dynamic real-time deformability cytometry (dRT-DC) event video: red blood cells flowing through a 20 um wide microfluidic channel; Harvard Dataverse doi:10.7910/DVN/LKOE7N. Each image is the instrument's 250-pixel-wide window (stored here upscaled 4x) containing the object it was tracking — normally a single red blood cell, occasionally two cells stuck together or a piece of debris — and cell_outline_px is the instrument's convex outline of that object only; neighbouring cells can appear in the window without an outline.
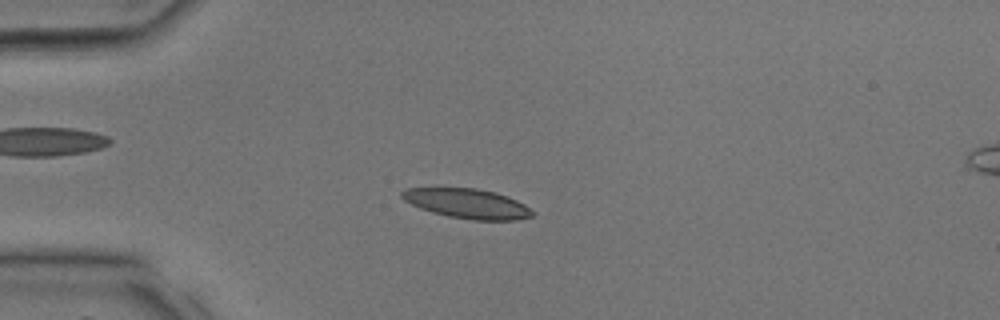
{"species": "common noctule bat (a hibernating species)", "species_latin": "Nyctalus noctula", "temperature_condition": "room temperature", "stored_images_in_passage": 34, "camera_frame_rate_fps": 3000, "um_per_image_px": 0.085, "animal": {"sex": "male", "body_mass_g": 17.9, "forearm_length_mm": 54.2}, "frame": {"image": 1, "passage_image": 9, "time_ms": 2.667, "image_size_px": [1000, 320], "cell_outline_px": [[536, 212], [532, 216], [516, 220], [472, 220], [448, 216], [432, 212], [420, 208], [404, 200], [400, 196], [400, 192], [404, 188], [476, 188], [508, 196], [524, 204]], "centroid_in_image_um": [39.72, 17.3], "position_along_channel_um": 45.3, "area_um2": 22.54}}
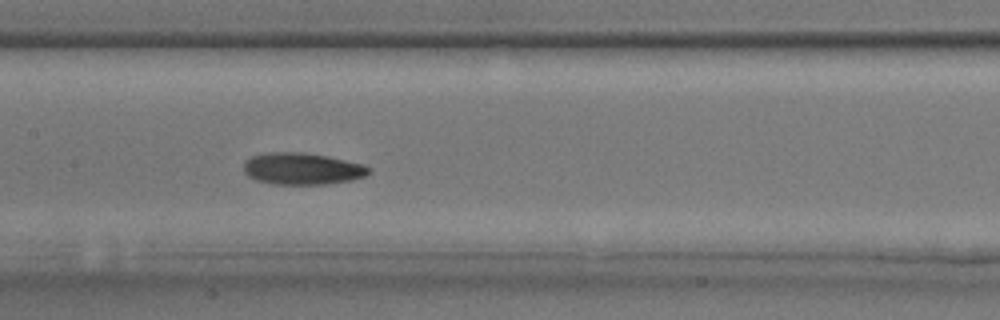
{"frame": {"image": 2, "passage_image": 17, "time_ms": 5.333, "image_size_px": [1000, 320], "cell_outline_px": [[372, 168], [364, 176], [352, 180], [328, 184], [272, 184], [256, 180], [248, 176], [244, 172], [244, 160], [252, 156], [268, 152], [304, 152], [328, 156], [364, 164]], "centroid_in_image_um": [25.68, 14.33], "position_along_channel_um": 181.7, "area_um2": 23.35}}
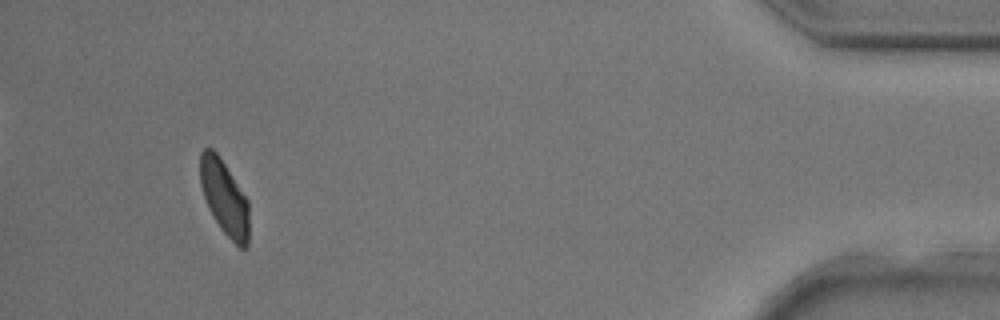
{"frame": {"image": 3, "passage_image": 32, "time_ms": 10.333, "image_size_px": [1000, 320], "cell_outline_px": [[248, 248], [240, 248], [220, 228], [208, 208], [200, 184], [200, 152], [204, 148], [212, 148], [216, 152], [248, 200]], "centroid_in_image_um": [19.06, 16.8], "position_along_channel_um": 416.1, "area_um2": 21.04}}